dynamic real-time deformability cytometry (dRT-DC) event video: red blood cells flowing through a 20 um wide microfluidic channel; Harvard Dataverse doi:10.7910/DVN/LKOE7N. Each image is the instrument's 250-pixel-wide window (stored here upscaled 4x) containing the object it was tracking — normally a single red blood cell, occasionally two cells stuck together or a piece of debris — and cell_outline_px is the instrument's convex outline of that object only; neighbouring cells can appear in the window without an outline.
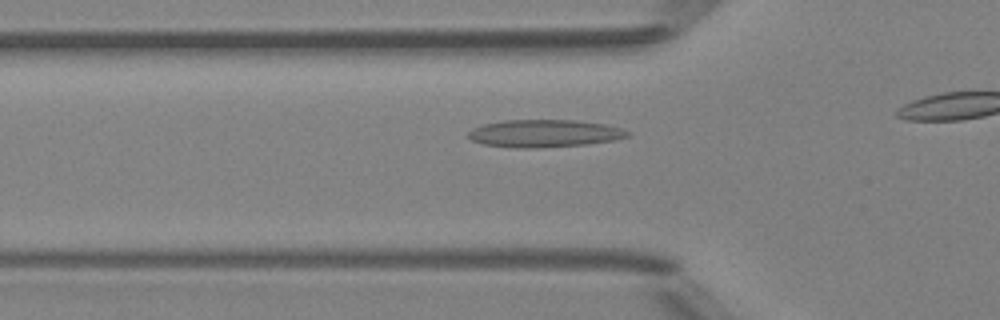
{"species": "Egyptian fruit bat (a non-hibernating species)", "species_latin": "Rousettus aegyptiacus", "temperature_condition": "room temperature", "stored_images_in_passage": 36, "camera_frame_rate_fps": 3000, "um_per_image_px": 0.085, "animal": {"sex": "female"}, "frame": {"image": 1, "passage_image": 13, "time_ms": 4.0, "image_size_px": [1000, 320], "cell_outline_px": [[632, 132], [628, 136], [612, 140], [588, 144], [540, 148], [516, 148], [484, 144], [472, 140], [468, 136], [468, 132], [472, 128], [484, 124], [504, 120], [576, 120], [604, 124], [620, 128]], "centroid_in_image_um": [46.26, 11.34], "position_along_channel_um": 79.5, "area_um2": 25.55}}
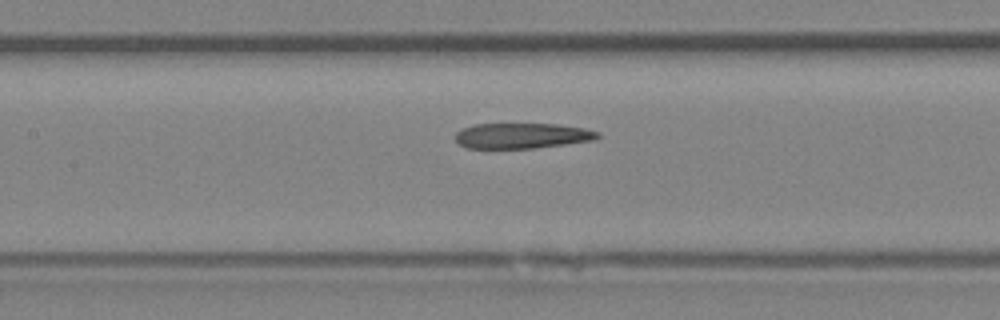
{"frame": {"image": 2, "passage_image": 19, "time_ms": 6.0, "image_size_px": [1000, 320], "cell_outline_px": [[600, 136], [596, 140], [536, 148], [464, 148], [456, 140], [456, 132], [460, 128], [472, 124], [556, 124], [584, 128], [600, 132]], "centroid_in_image_um": [44.37, 11.53], "position_along_channel_um": 163.0, "area_um2": 21.27}}
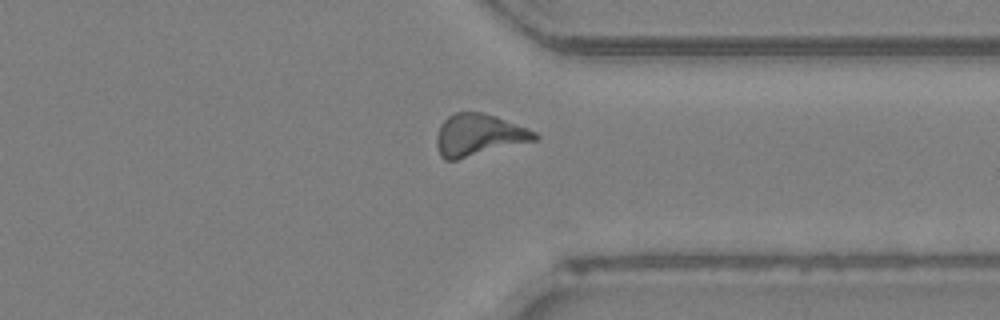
{"frame": {"image": 3, "passage_image": 34, "time_ms": 11.0, "image_size_px": [1000, 320], "cell_outline_px": [[540, 136], [536, 140], [456, 160], [444, 160], [440, 156], [436, 144], [436, 136], [440, 124], [448, 116], [456, 112], [480, 112], [496, 116], [528, 128], [536, 132]], "centroid_in_image_um": [40.67, 11.47], "position_along_channel_um": 370.7, "area_um2": 23.99}}